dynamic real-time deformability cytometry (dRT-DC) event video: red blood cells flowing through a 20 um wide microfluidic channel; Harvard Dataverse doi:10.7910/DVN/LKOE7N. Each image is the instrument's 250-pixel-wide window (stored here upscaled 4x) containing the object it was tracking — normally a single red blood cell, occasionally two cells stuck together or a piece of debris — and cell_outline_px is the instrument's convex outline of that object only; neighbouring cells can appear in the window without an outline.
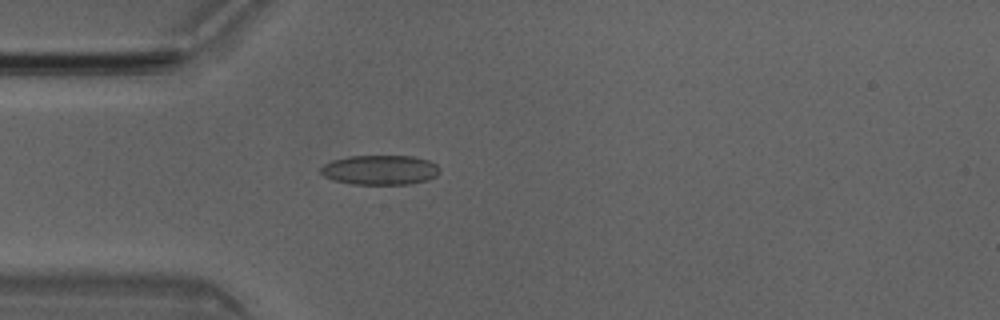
{"species": "Egyptian fruit bat (a non-hibernating species)", "species_latin": "Rousettus aegyptiacus", "temperature_condition": "room temperature", "stored_images_in_passage": 4, "camera_frame_rate_fps": 3000, "um_per_image_px": 0.085, "animal": {"sex": "male"}, "frame": {"image": 1, "passage_image": 4, "time_ms": 1.0, "image_size_px": [1000, 320], "cell_outline_px": [[440, 172], [436, 176], [428, 180], [408, 184], [352, 184], [332, 180], [324, 176], [320, 172], [320, 168], [324, 164], [332, 160], [348, 156], [412, 156], [428, 160], [436, 164], [440, 168]], "centroid_in_image_um": [32.3, 14.44], "position_along_channel_um": 52.7, "area_um2": 20.69}}